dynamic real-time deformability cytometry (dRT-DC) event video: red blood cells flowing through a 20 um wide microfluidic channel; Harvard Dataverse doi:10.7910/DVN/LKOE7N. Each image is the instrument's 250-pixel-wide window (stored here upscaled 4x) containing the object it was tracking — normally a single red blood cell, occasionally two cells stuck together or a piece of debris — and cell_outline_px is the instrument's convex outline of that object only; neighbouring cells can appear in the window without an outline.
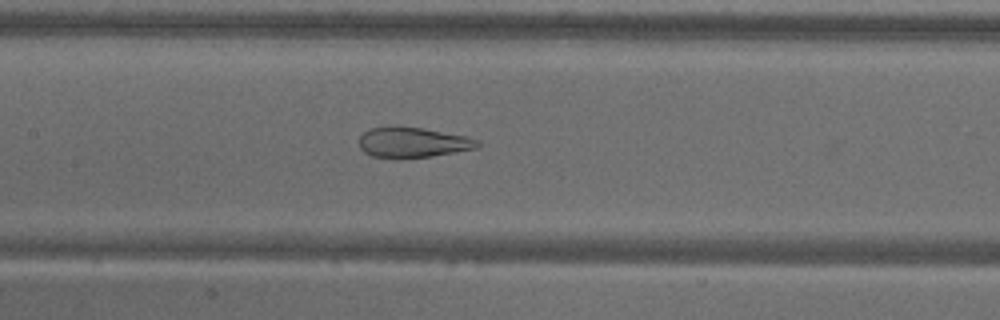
{"species": "common noctule bat (a hibernating species)", "species_latin": "Nyctalus noctula", "temperature_condition": "warm", "stored_images_in_passage": 35, "camera_frame_rate_fps": 3000, "um_per_image_px": 0.085, "animal": {"sex": "male", "body_mass_g": 18.8}, "frame": {"image": 1, "passage_image": 9, "time_ms": 2.667, "image_size_px": [1000, 320], "cell_outline_px": [[480, 144], [476, 148], [432, 156], [400, 160], [396, 160], [372, 156], [364, 152], [360, 148], [360, 136], [368, 128], [392, 124], [424, 128], [468, 136], [476, 140]], "centroid_in_image_um": [35.02, 12.1], "position_along_channel_um": 172.4, "area_um2": 21.68}}
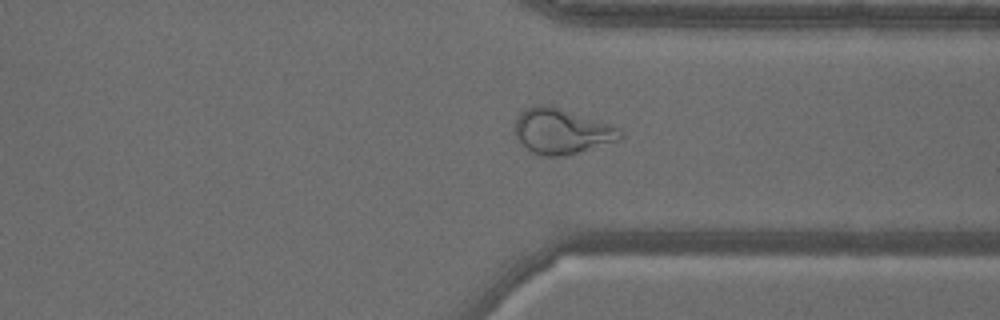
{"frame": {"image": 2, "passage_image": 25, "time_ms": 8.0, "image_size_px": [1000, 320], "cell_outline_px": [[624, 136], [620, 140], [564, 156], [540, 156], [532, 152], [520, 144], [516, 136], [516, 116], [524, 108], [536, 104], [544, 104], [608, 124], [620, 128]], "centroid_in_image_um": [47.7, 11.17], "position_along_channel_um": 363.7, "area_um2": 27.57}}
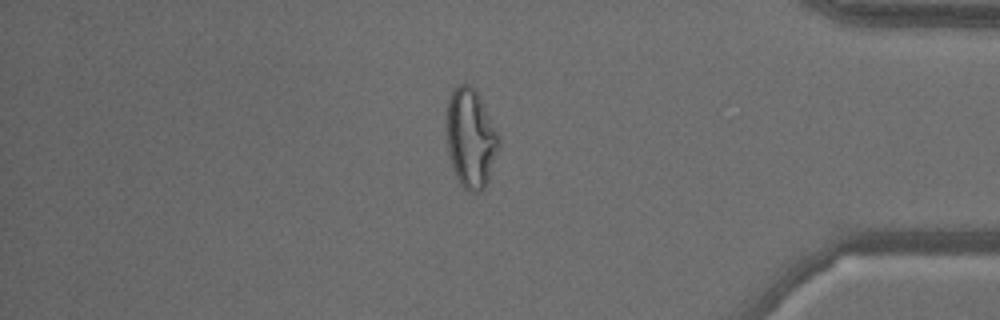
{"frame": {"image": 3, "passage_image": 30, "time_ms": 9.667, "image_size_px": [1000, 320], "cell_outline_px": [[500, 148], [488, 180], [484, 188], [480, 192], [472, 192], [464, 188], [460, 184], [452, 168], [448, 152], [448, 100], [452, 92], [460, 84], [468, 84], [476, 92], [500, 136]], "centroid_in_image_um": [40.04, 11.81], "position_along_channel_um": 395.2, "area_um2": 29.71}}